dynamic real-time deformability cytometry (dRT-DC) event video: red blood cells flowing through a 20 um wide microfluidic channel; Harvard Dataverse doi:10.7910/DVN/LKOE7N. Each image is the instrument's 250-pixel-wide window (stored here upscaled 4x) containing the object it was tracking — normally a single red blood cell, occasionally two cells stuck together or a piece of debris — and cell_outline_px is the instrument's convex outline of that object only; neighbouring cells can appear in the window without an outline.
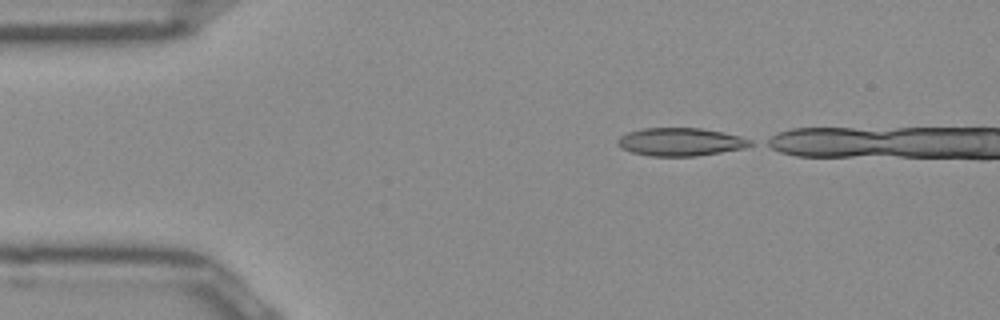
{"species": "Egyptian fruit bat (a non-hibernating species)", "species_latin": "Rousettus aegyptiacus", "temperature_condition": "room temperature", "stored_images_in_passage": 8, "camera_frame_rate_fps": 3000, "um_per_image_px": 0.085, "frame": {"image": 1, "passage_image": 1, "time_ms": 0.0, "image_size_px": [1000, 320], "cell_outline_px": [[752, 144], [744, 148], [696, 156], [648, 156], [632, 152], [620, 148], [616, 144], [616, 140], [620, 136], [628, 132], [644, 128], [700, 128], [740, 136], [752, 140]], "centroid_in_image_um": [57.79, 12.06], "position_along_channel_um": 27.2, "area_um2": 21.62}}